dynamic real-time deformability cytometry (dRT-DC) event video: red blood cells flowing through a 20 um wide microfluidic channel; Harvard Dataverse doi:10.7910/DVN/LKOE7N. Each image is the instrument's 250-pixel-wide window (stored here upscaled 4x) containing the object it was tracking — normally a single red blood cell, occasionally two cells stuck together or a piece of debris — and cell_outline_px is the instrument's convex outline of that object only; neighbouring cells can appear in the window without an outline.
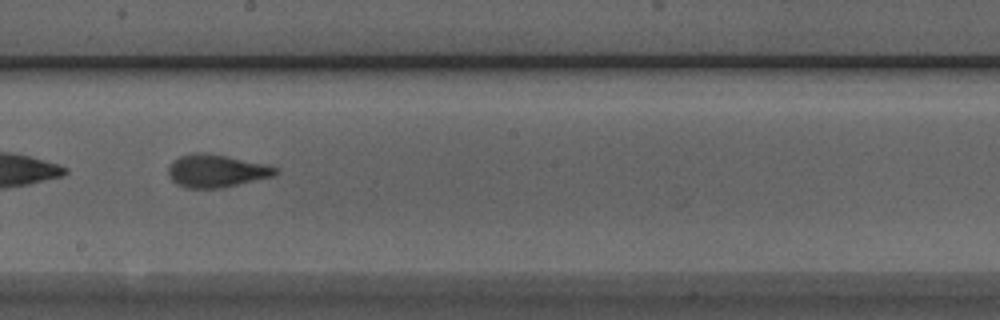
{"species": "Egyptian fruit bat (a non-hibernating species)", "species_latin": "Rousettus aegyptiacus", "temperature_condition": "room temperature", "stored_images_in_passage": 33, "camera_frame_rate_fps": 3000, "um_per_image_px": 0.085, "animal": {"sex": "male"}, "frame": {"image": 1, "passage_image": 14, "time_ms": 4.333, "image_size_px": [1000, 320], "cell_outline_px": [[280, 172], [276, 176], [224, 188], [188, 188], [176, 184], [168, 176], [168, 168], [172, 160], [180, 156], [192, 152], [204, 152], [264, 164], [280, 168]], "centroid_in_image_um": [18.4, 14.54], "position_along_channel_um": 229.8, "area_um2": 20.75}, "authors_computed_cell_mechanics": {"area_um2": 20.4612, "velocity_mm_per_s": 3.8895, "shape_relaxation_time_tau1_ms": 6.3569, "shape_relaxation_time_tau2_ms": 1.2284, "deformation_change_tau1": 0.202, "deformation_change_tau2": 0.0736}}